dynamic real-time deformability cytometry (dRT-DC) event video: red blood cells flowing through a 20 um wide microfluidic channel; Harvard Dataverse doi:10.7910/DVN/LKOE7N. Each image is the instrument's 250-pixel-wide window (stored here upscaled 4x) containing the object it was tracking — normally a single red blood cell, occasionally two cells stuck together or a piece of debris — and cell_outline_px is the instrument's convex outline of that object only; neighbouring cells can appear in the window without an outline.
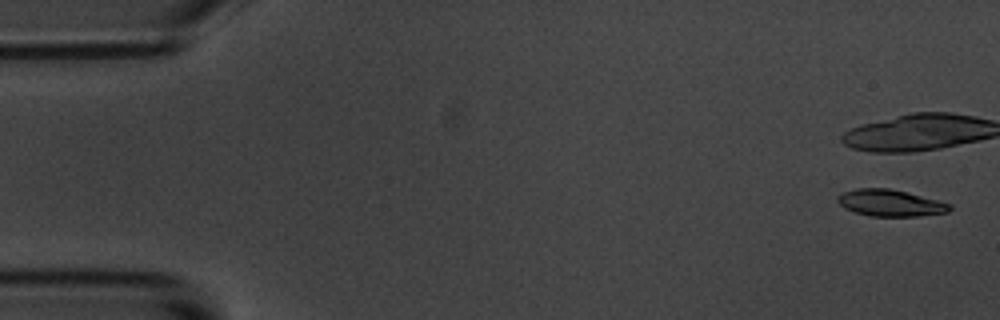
{"species": "common noctule bat (a hibernating species)", "species_latin": "Nyctalus noctula", "temperature_condition": "room temperature", "stored_images_in_passage": 9, "camera_frame_rate_fps": 3000, "um_per_image_px": 0.085, "animal": {"sex": "male", "body_mass_g": 20.1, "forearm_length_mm": 53.5}, "frame": {"image": 1, "passage_image": 1, "time_ms": 0.0, "image_size_px": [1000, 320], "cell_outline_px": [[952, 208], [948, 212], [920, 216], [872, 216], [856, 212], [844, 208], [836, 200], [836, 196], [844, 192], [856, 188], [888, 188], [908, 192], [952, 204]], "centroid_in_image_um": [75.68, 17.24], "position_along_channel_um": 9.3, "area_um2": 17.46}}
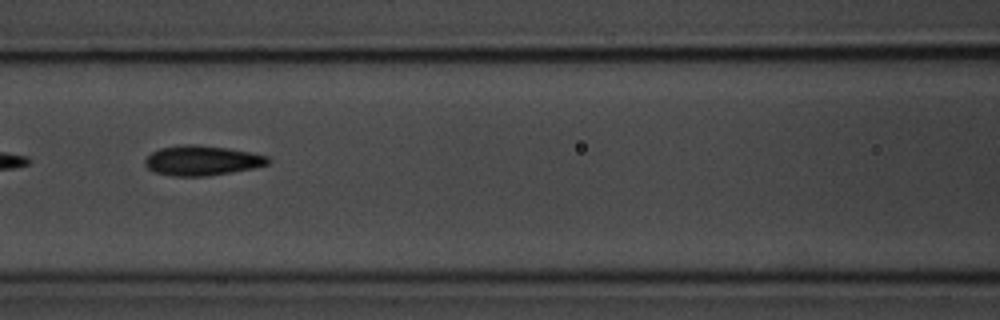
{"frame": {"image": 2, "passage_image": 8, "time_ms": 8.333, "image_size_px": [1000, 320], "cell_outline_px": [[272, 160], [268, 164], [252, 168], [208, 176], [172, 176], [152, 172], [144, 164], [144, 160], [152, 152], [160, 148], [184, 144], [196, 144], [228, 148], [252, 152], [268, 156]], "centroid_in_image_um": [17.16, 13.64], "position_along_channel_um": 149.4, "area_um2": 21.56}}
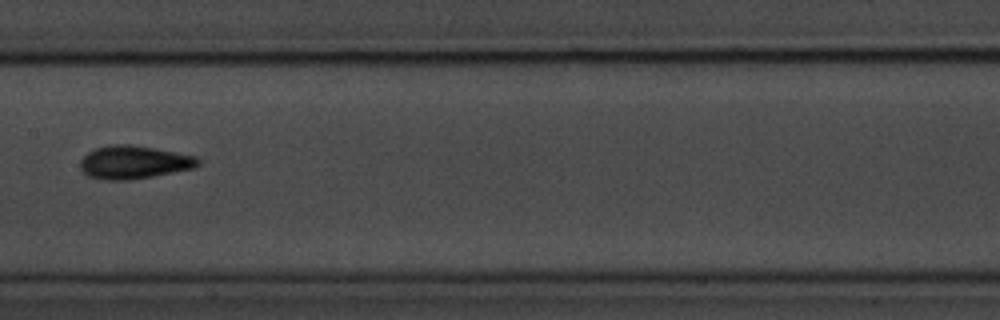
{"frame": {"image": 3, "passage_image": 9, "time_ms": 9.667, "image_size_px": [1000, 320], "cell_outline_px": [[200, 164], [196, 168], [132, 180], [104, 180], [88, 176], [80, 168], [80, 160], [88, 152], [96, 148], [108, 144], [128, 144], [152, 148], [196, 156], [200, 160]], "centroid_in_image_um": [11.38, 13.8], "position_along_channel_um": 196.0, "area_um2": 22.83}}